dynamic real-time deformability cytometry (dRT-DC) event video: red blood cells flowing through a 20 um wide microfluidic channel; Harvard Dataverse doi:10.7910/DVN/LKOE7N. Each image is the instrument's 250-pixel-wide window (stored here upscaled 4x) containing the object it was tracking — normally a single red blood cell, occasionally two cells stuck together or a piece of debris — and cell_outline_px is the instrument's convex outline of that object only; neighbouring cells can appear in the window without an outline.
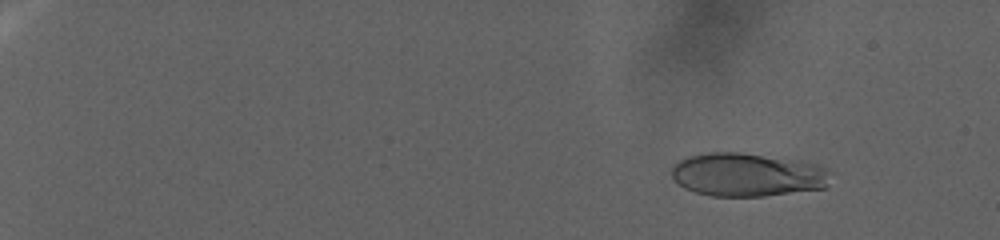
{"species": "human", "species_latin": "Homo sapiens", "temperature_condition": "warm", "stored_images_in_passage": 87, "camera_frame_rate_fps": 3000, "um_per_image_px": 0.085, "donor": {"sex": "female"}, "frame": {"image": 1, "passage_image": 15, "time_ms": 4.667, "image_size_px": [1000, 240], "cell_outline_px": [[832, 172], [828, 184], [824, 188], [764, 196], [712, 196], [696, 192], [684, 188], [672, 176], [672, 168], [680, 160], [688, 156], [704, 152], [740, 152], [800, 160], [816, 164], [828, 168]], "centroid_in_image_um": [63.57, 14.84], "position_along_channel_um": 21.4, "area_um2": 40.46}}
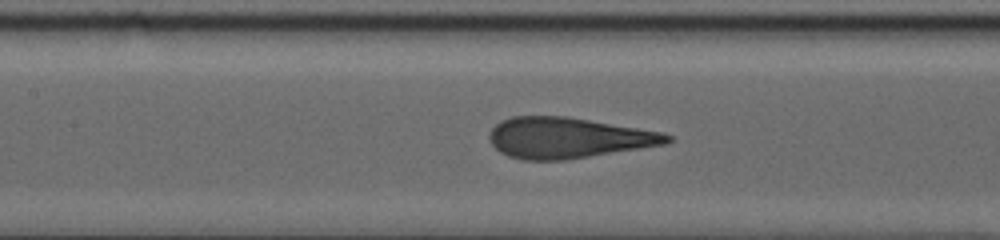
{"frame": {"image": 2, "passage_image": 57, "time_ms": 18.667, "image_size_px": [1000, 240], "cell_outline_px": [[672, 140], [668, 144], [564, 160], [520, 160], [508, 156], [500, 152], [492, 144], [488, 136], [492, 128], [500, 120], [512, 116], [568, 116], [664, 132], [672, 136]], "centroid_in_image_um": [48.29, 11.71], "position_along_channel_um": 159.1, "area_um2": 42.48}}
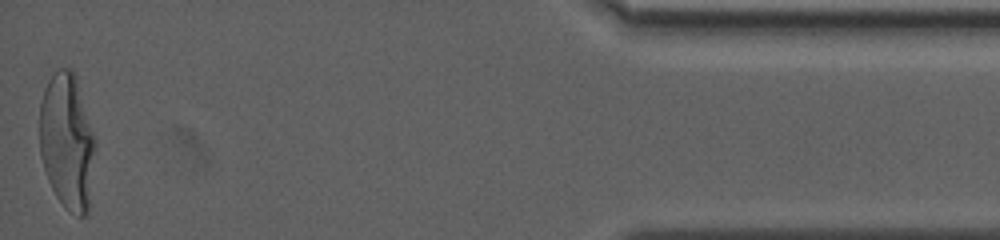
{"frame": {"image": 3, "passage_image": 87, "time_ms": 28.667, "image_size_px": [1000, 240], "cell_outline_px": [[96, 148], [88, 212], [84, 216], [80, 216], [64, 208], [56, 196], [48, 180], [40, 156], [40, 100], [44, 88], [48, 80], [60, 68], [72, 68], [76, 72], [96, 136]], "centroid_in_image_um": [5.73, 11.98], "position_along_channel_um": 429.5, "area_um2": 45.08}}